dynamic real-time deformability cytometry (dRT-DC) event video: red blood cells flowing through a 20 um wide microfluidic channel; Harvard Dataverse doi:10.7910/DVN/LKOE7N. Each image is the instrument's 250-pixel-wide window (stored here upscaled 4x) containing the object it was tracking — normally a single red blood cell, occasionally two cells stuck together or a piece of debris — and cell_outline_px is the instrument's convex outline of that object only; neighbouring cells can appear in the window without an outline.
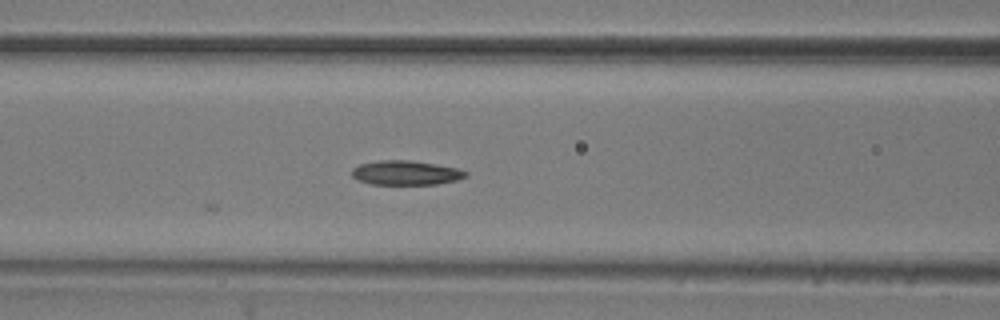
{"species": "common noctule bat (a hibernating species)", "species_latin": "Nyctalus noctula", "temperature_condition": "room temperature", "stored_images_in_passage": 6, "camera_frame_rate_fps": 3000, "um_per_image_px": 0.085, "animal": {"sex": "male", "body_mass_g": 20.5, "forearm_length_mm": 52.5}, "frame": {"image": 1, "passage_image": 6, "time_ms": 1.667, "image_size_px": [1000, 320], "cell_outline_px": [[468, 176], [456, 180], [436, 184], [372, 184], [360, 180], [352, 176], [352, 168], [360, 164], [380, 160], [412, 160], [436, 164], [456, 168], [468, 172]], "centroid_in_image_um": [34.51, 14.68], "position_along_channel_um": 132.1, "area_um2": 16.07}}